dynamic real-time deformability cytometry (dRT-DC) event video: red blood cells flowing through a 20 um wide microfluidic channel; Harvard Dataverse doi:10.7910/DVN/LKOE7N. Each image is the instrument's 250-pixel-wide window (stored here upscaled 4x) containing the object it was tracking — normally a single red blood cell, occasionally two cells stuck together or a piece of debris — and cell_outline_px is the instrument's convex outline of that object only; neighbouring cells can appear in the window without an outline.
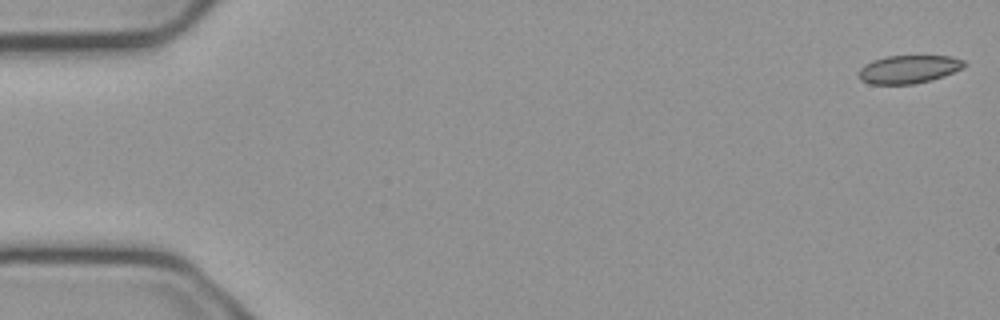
{"species": "common noctule bat (a hibernating species)", "species_latin": "Nyctalus noctula", "temperature_condition": "cold", "stored_images_in_passage": 55, "camera_frame_rate_fps": 3000, "um_per_image_px": 0.085, "animal": {"sex": "male", "body_mass_g": 23.1, "forearm_length_mm": 52.7}, "frame": {"image": 1, "passage_image": 1, "time_ms": 0.0, "image_size_px": [1000, 320], "cell_outline_px": [[968, 64], [964, 68], [944, 76], [932, 80], [912, 84], [872, 84], [860, 80], [860, 68], [864, 64], [872, 60], [884, 56], [952, 56], [964, 60]], "centroid_in_image_um": [77.28, 5.88], "position_along_channel_um": 7.7, "area_um2": 17.46}}
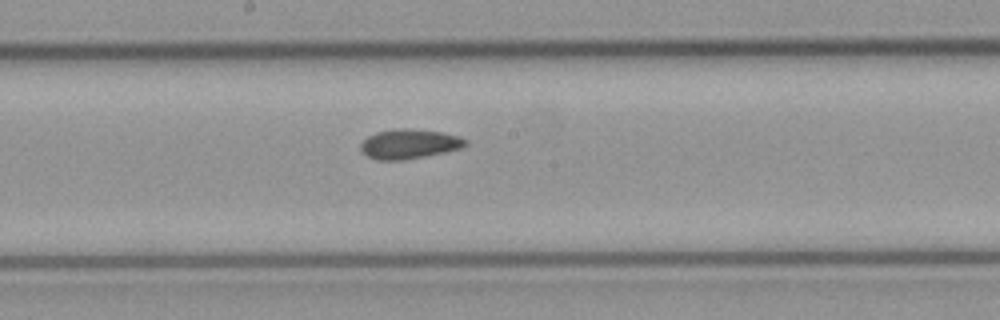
{"frame": {"image": 2, "passage_image": 29, "time_ms": 9.333, "image_size_px": [1000, 320], "cell_outline_px": [[468, 144], [460, 148], [444, 152], [404, 160], [376, 160], [368, 156], [360, 148], [360, 144], [368, 136], [376, 132], [396, 128], [408, 128], [440, 132], [460, 136], [468, 140]], "centroid_in_image_um": [34.79, 12.23], "position_along_channel_um": 213.4, "area_um2": 18.03}}
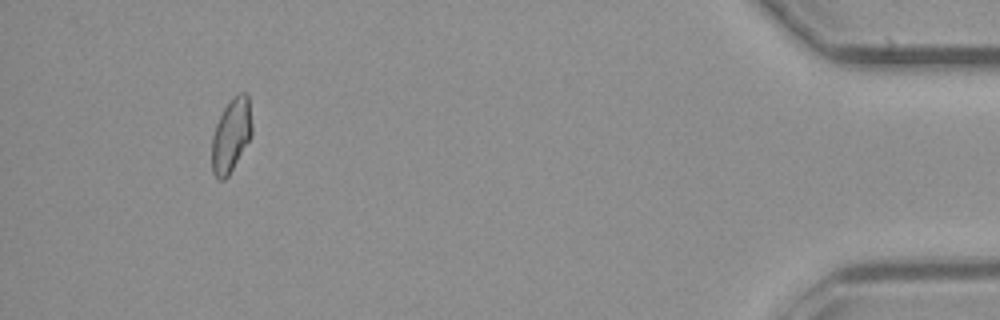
{"frame": {"image": 3, "passage_image": 51, "time_ms": 16.667, "image_size_px": [1000, 320], "cell_outline_px": [[252, 136], [228, 176], [224, 180], [220, 180], [212, 172], [212, 136], [216, 124], [224, 108], [232, 96], [240, 92], [248, 92], [252, 124]], "centroid_in_image_um": [19.66, 11.46], "position_along_channel_um": 415.5, "area_um2": 17.34}, "authors_computed_cell_mechanics": {"area_um2": 17.7446, "velocity_mm_per_s": 3.752, "shape_relaxation_time_tau1_ms": 10.9072, "shape_relaxation_time_tau2_ms": 3.4269, "deformation_change_tau1": 0.1613, "deformation_change_tau2": 0.0873}}